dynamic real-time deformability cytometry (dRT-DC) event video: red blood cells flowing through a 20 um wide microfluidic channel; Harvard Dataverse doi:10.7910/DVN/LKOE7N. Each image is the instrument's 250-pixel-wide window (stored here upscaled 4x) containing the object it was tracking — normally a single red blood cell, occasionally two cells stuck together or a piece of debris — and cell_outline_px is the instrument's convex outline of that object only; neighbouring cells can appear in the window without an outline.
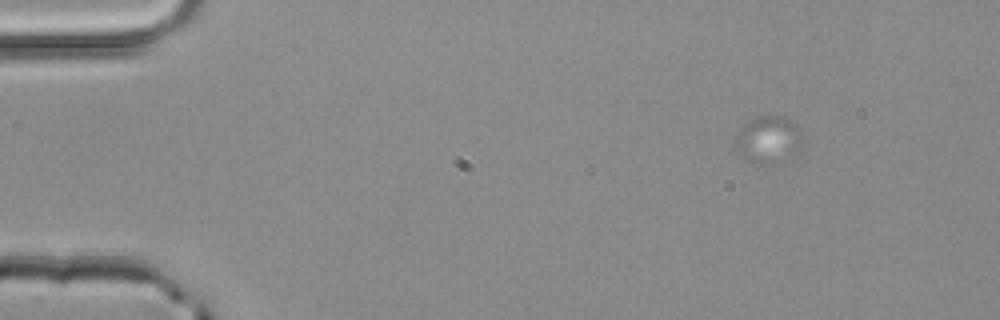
{"species": "common noctule bat (a hibernating species)", "species_latin": "Nyctalus noctula", "temperature_condition": "room temperature", "stored_images_in_passage": 3, "camera_frame_rate_fps": 3000, "um_per_image_px": 0.085, "animal": {"sex": "male", "body_mass_g": 20.4}, "frame": {"image": 1, "passage_image": 1, "time_ms": 0.0, "image_size_px": [1000, 320], "cell_outline_px": [[804, 152], [780, 164], [764, 164], [744, 160], [736, 152], [732, 144], [736, 132], [748, 120], [756, 116], [784, 116], [792, 120], [800, 128], [804, 140]], "centroid_in_image_um": [65.36, 11.91], "position_along_channel_um": 19.6, "area_um2": 20.0}}
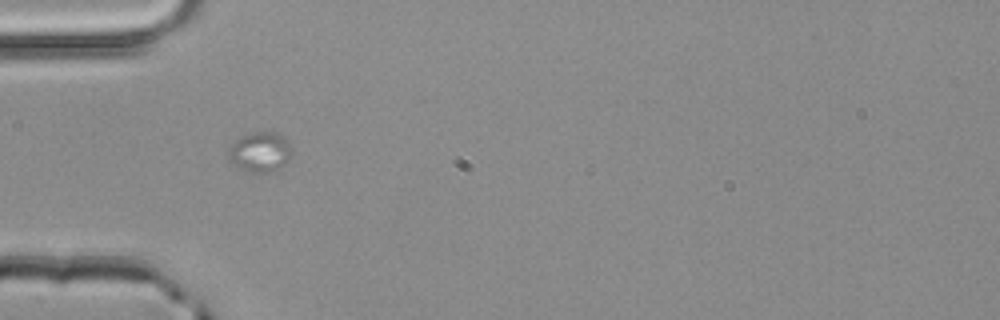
{"frame": {"image": 2, "passage_image": 3, "time_ms": 0.667, "image_size_px": [1000, 320], "cell_outline_px": [[292, 148], [288, 160], [284, 164], [268, 172], [248, 172], [240, 168], [228, 160], [228, 148], [240, 136], [248, 132], [280, 132], [284, 136]], "centroid_in_image_um": [22.08, 12.88], "position_along_channel_um": 62.9, "area_um2": 14.8}}